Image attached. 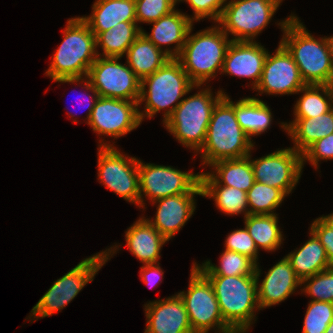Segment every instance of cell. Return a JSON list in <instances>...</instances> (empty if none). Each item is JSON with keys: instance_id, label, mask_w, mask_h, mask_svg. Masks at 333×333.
Segmentation results:
<instances>
[{"instance_id": "277c9868", "label": "cell", "mask_w": 333, "mask_h": 333, "mask_svg": "<svg viewBox=\"0 0 333 333\" xmlns=\"http://www.w3.org/2000/svg\"><path fill=\"white\" fill-rule=\"evenodd\" d=\"M195 87L197 89L201 85H195L189 79L177 58H170L161 68L141 80V94L138 103L140 105L145 101V110L139 111L141 121L146 117L152 118L161 110L165 111L163 122L166 121L182 102L181 98Z\"/></svg>"}, {"instance_id": "d6986e66", "label": "cell", "mask_w": 333, "mask_h": 333, "mask_svg": "<svg viewBox=\"0 0 333 333\" xmlns=\"http://www.w3.org/2000/svg\"><path fill=\"white\" fill-rule=\"evenodd\" d=\"M194 195L202 196V193L178 194L154 201L153 205L158 204L155 218L146 220L169 241L193 215L196 208Z\"/></svg>"}, {"instance_id": "7402d4cb", "label": "cell", "mask_w": 333, "mask_h": 333, "mask_svg": "<svg viewBox=\"0 0 333 333\" xmlns=\"http://www.w3.org/2000/svg\"><path fill=\"white\" fill-rule=\"evenodd\" d=\"M210 166L215 171L200 173V185H223L247 192L255 182L250 154L239 159L220 160Z\"/></svg>"}, {"instance_id": "f35d334b", "label": "cell", "mask_w": 333, "mask_h": 333, "mask_svg": "<svg viewBox=\"0 0 333 333\" xmlns=\"http://www.w3.org/2000/svg\"><path fill=\"white\" fill-rule=\"evenodd\" d=\"M187 2L193 10L191 20L200 21L208 18L215 23L219 21L227 0H181Z\"/></svg>"}, {"instance_id": "7c38bea8", "label": "cell", "mask_w": 333, "mask_h": 333, "mask_svg": "<svg viewBox=\"0 0 333 333\" xmlns=\"http://www.w3.org/2000/svg\"><path fill=\"white\" fill-rule=\"evenodd\" d=\"M139 207L144 208L143 195L152 202L168 196L202 193L200 173L184 172L170 166L138 162Z\"/></svg>"}, {"instance_id": "d4e9b609", "label": "cell", "mask_w": 333, "mask_h": 333, "mask_svg": "<svg viewBox=\"0 0 333 333\" xmlns=\"http://www.w3.org/2000/svg\"><path fill=\"white\" fill-rule=\"evenodd\" d=\"M281 127L291 136L294 148L303 154L313 143L333 133V108L314 118H295Z\"/></svg>"}, {"instance_id": "4fadbf2b", "label": "cell", "mask_w": 333, "mask_h": 333, "mask_svg": "<svg viewBox=\"0 0 333 333\" xmlns=\"http://www.w3.org/2000/svg\"><path fill=\"white\" fill-rule=\"evenodd\" d=\"M121 58L98 56L87 77L100 97L139 102L141 80Z\"/></svg>"}, {"instance_id": "ba28073f", "label": "cell", "mask_w": 333, "mask_h": 333, "mask_svg": "<svg viewBox=\"0 0 333 333\" xmlns=\"http://www.w3.org/2000/svg\"><path fill=\"white\" fill-rule=\"evenodd\" d=\"M117 247L115 245L108 248V250L106 249L85 258L77 266L57 279L32 308L28 318H32L33 322L35 319L52 316L55 312L66 307L88 282L90 283L94 280L95 275L98 274L97 272L117 252V249H119Z\"/></svg>"}, {"instance_id": "ab89813d", "label": "cell", "mask_w": 333, "mask_h": 333, "mask_svg": "<svg viewBox=\"0 0 333 333\" xmlns=\"http://www.w3.org/2000/svg\"><path fill=\"white\" fill-rule=\"evenodd\" d=\"M333 159V133L328 136L317 140L313 143L303 154V167L304 162L307 160L316 169H318V162L320 160H332Z\"/></svg>"}, {"instance_id": "e575fe53", "label": "cell", "mask_w": 333, "mask_h": 333, "mask_svg": "<svg viewBox=\"0 0 333 333\" xmlns=\"http://www.w3.org/2000/svg\"><path fill=\"white\" fill-rule=\"evenodd\" d=\"M333 319V303L311 300L303 322L302 333H325Z\"/></svg>"}, {"instance_id": "5bb4252c", "label": "cell", "mask_w": 333, "mask_h": 333, "mask_svg": "<svg viewBox=\"0 0 333 333\" xmlns=\"http://www.w3.org/2000/svg\"><path fill=\"white\" fill-rule=\"evenodd\" d=\"M251 165L255 181L282 190L290 194L301 177L302 154L289 147L277 150L259 159L252 160Z\"/></svg>"}, {"instance_id": "ffe728a7", "label": "cell", "mask_w": 333, "mask_h": 333, "mask_svg": "<svg viewBox=\"0 0 333 333\" xmlns=\"http://www.w3.org/2000/svg\"><path fill=\"white\" fill-rule=\"evenodd\" d=\"M302 286L289 259L285 256L266 273L261 285L257 283V299L260 310L279 304Z\"/></svg>"}, {"instance_id": "9a60e30c", "label": "cell", "mask_w": 333, "mask_h": 333, "mask_svg": "<svg viewBox=\"0 0 333 333\" xmlns=\"http://www.w3.org/2000/svg\"><path fill=\"white\" fill-rule=\"evenodd\" d=\"M139 103L100 97L95 102L88 125L101 136L120 138L141 124Z\"/></svg>"}, {"instance_id": "5b68a950", "label": "cell", "mask_w": 333, "mask_h": 333, "mask_svg": "<svg viewBox=\"0 0 333 333\" xmlns=\"http://www.w3.org/2000/svg\"><path fill=\"white\" fill-rule=\"evenodd\" d=\"M63 30L64 39L54 52L45 74L53 81L86 77L99 54L96 36L81 17L69 18Z\"/></svg>"}, {"instance_id": "e0dca14e", "label": "cell", "mask_w": 333, "mask_h": 333, "mask_svg": "<svg viewBox=\"0 0 333 333\" xmlns=\"http://www.w3.org/2000/svg\"><path fill=\"white\" fill-rule=\"evenodd\" d=\"M144 333H194L185 304L179 294L144 305Z\"/></svg>"}, {"instance_id": "b9f144b4", "label": "cell", "mask_w": 333, "mask_h": 333, "mask_svg": "<svg viewBox=\"0 0 333 333\" xmlns=\"http://www.w3.org/2000/svg\"><path fill=\"white\" fill-rule=\"evenodd\" d=\"M54 82L72 83V84L73 83H77V82H79L80 84L84 83V87L83 88H86L85 91L89 90V91H91V93H93V97H92V95H90L91 97L88 96L89 100L87 101V105H88L89 108L86 107L88 109V114H87V117H86L87 124H88V120L90 118V115H91V112H92L93 107L95 105V102L99 98V95L96 92V90L93 88V86L91 85V82H90L89 78L87 76L86 77H80V78H61V79L54 80ZM82 95L83 94H79V96H81V97H82ZM84 96H86V95H84ZM86 98H87V96H86ZM68 115H70L69 117L73 118L75 114H71V112H70V114L68 113Z\"/></svg>"}, {"instance_id": "83f0119b", "label": "cell", "mask_w": 333, "mask_h": 333, "mask_svg": "<svg viewBox=\"0 0 333 333\" xmlns=\"http://www.w3.org/2000/svg\"><path fill=\"white\" fill-rule=\"evenodd\" d=\"M142 28L137 22H119L108 31L93 33L96 36V48L102 49V57L122 58L128 48L141 35Z\"/></svg>"}, {"instance_id": "d590c367", "label": "cell", "mask_w": 333, "mask_h": 333, "mask_svg": "<svg viewBox=\"0 0 333 333\" xmlns=\"http://www.w3.org/2000/svg\"><path fill=\"white\" fill-rule=\"evenodd\" d=\"M302 284L301 292L311 296L312 300L333 303V267L305 278Z\"/></svg>"}, {"instance_id": "cb8c5ba5", "label": "cell", "mask_w": 333, "mask_h": 333, "mask_svg": "<svg viewBox=\"0 0 333 333\" xmlns=\"http://www.w3.org/2000/svg\"><path fill=\"white\" fill-rule=\"evenodd\" d=\"M81 18L93 33L108 31L119 22H137L135 0H96L92 14Z\"/></svg>"}, {"instance_id": "1f68e13d", "label": "cell", "mask_w": 333, "mask_h": 333, "mask_svg": "<svg viewBox=\"0 0 333 333\" xmlns=\"http://www.w3.org/2000/svg\"><path fill=\"white\" fill-rule=\"evenodd\" d=\"M205 276H244L255 275L256 263L238 252L224 250L219 266L207 260L202 265L193 263ZM201 265V266H200Z\"/></svg>"}, {"instance_id": "3957f363", "label": "cell", "mask_w": 333, "mask_h": 333, "mask_svg": "<svg viewBox=\"0 0 333 333\" xmlns=\"http://www.w3.org/2000/svg\"><path fill=\"white\" fill-rule=\"evenodd\" d=\"M261 269L256 265L255 275L206 276L219 303L224 322L234 332L246 333L260 310L257 299V283Z\"/></svg>"}, {"instance_id": "484cf974", "label": "cell", "mask_w": 333, "mask_h": 333, "mask_svg": "<svg viewBox=\"0 0 333 333\" xmlns=\"http://www.w3.org/2000/svg\"><path fill=\"white\" fill-rule=\"evenodd\" d=\"M286 257L301 281L331 267L325 248L311 230L310 239Z\"/></svg>"}, {"instance_id": "ee69618b", "label": "cell", "mask_w": 333, "mask_h": 333, "mask_svg": "<svg viewBox=\"0 0 333 333\" xmlns=\"http://www.w3.org/2000/svg\"><path fill=\"white\" fill-rule=\"evenodd\" d=\"M325 39H326L328 49H329V53L331 55V59H332V62H333V36H330V37L326 36Z\"/></svg>"}, {"instance_id": "8d00e7d4", "label": "cell", "mask_w": 333, "mask_h": 333, "mask_svg": "<svg viewBox=\"0 0 333 333\" xmlns=\"http://www.w3.org/2000/svg\"><path fill=\"white\" fill-rule=\"evenodd\" d=\"M176 0H135L136 21L151 23L175 9Z\"/></svg>"}, {"instance_id": "8fae6325", "label": "cell", "mask_w": 333, "mask_h": 333, "mask_svg": "<svg viewBox=\"0 0 333 333\" xmlns=\"http://www.w3.org/2000/svg\"><path fill=\"white\" fill-rule=\"evenodd\" d=\"M101 141L97 159L99 182L121 198L139 206V159L127 157L114 145Z\"/></svg>"}, {"instance_id": "30bf717a", "label": "cell", "mask_w": 333, "mask_h": 333, "mask_svg": "<svg viewBox=\"0 0 333 333\" xmlns=\"http://www.w3.org/2000/svg\"><path fill=\"white\" fill-rule=\"evenodd\" d=\"M282 0H231L226 3L217 22L234 37L233 41H255L268 26Z\"/></svg>"}, {"instance_id": "603a6c76", "label": "cell", "mask_w": 333, "mask_h": 333, "mask_svg": "<svg viewBox=\"0 0 333 333\" xmlns=\"http://www.w3.org/2000/svg\"><path fill=\"white\" fill-rule=\"evenodd\" d=\"M125 241L129 251L143 264L159 263L160 250L167 242L144 216L128 228Z\"/></svg>"}, {"instance_id": "4316f807", "label": "cell", "mask_w": 333, "mask_h": 333, "mask_svg": "<svg viewBox=\"0 0 333 333\" xmlns=\"http://www.w3.org/2000/svg\"><path fill=\"white\" fill-rule=\"evenodd\" d=\"M127 65L142 80L161 68L170 57L142 33L126 52Z\"/></svg>"}, {"instance_id": "2e32d148", "label": "cell", "mask_w": 333, "mask_h": 333, "mask_svg": "<svg viewBox=\"0 0 333 333\" xmlns=\"http://www.w3.org/2000/svg\"><path fill=\"white\" fill-rule=\"evenodd\" d=\"M305 85L291 54L279 42L275 54L268 53L265 58L261 79L255 90L260 95H289L297 94Z\"/></svg>"}, {"instance_id": "f1b7e54d", "label": "cell", "mask_w": 333, "mask_h": 333, "mask_svg": "<svg viewBox=\"0 0 333 333\" xmlns=\"http://www.w3.org/2000/svg\"><path fill=\"white\" fill-rule=\"evenodd\" d=\"M235 116L243 131L251 138L271 126V109L256 97H246L235 103Z\"/></svg>"}, {"instance_id": "9c48e42d", "label": "cell", "mask_w": 333, "mask_h": 333, "mask_svg": "<svg viewBox=\"0 0 333 333\" xmlns=\"http://www.w3.org/2000/svg\"><path fill=\"white\" fill-rule=\"evenodd\" d=\"M178 294L185 304L194 333H208L213 328L218 333L234 332L224 322L213 285L194 264L188 290Z\"/></svg>"}, {"instance_id": "4dcf8cb0", "label": "cell", "mask_w": 333, "mask_h": 333, "mask_svg": "<svg viewBox=\"0 0 333 333\" xmlns=\"http://www.w3.org/2000/svg\"><path fill=\"white\" fill-rule=\"evenodd\" d=\"M300 92L303 95L294 105L295 118H314L333 108V85L306 84Z\"/></svg>"}, {"instance_id": "8992f818", "label": "cell", "mask_w": 333, "mask_h": 333, "mask_svg": "<svg viewBox=\"0 0 333 333\" xmlns=\"http://www.w3.org/2000/svg\"><path fill=\"white\" fill-rule=\"evenodd\" d=\"M191 26L186 42L177 59L183 70L195 85H203L210 78L221 72L223 62L232 39L219 25L204 29L190 35Z\"/></svg>"}, {"instance_id": "6da1fadb", "label": "cell", "mask_w": 333, "mask_h": 333, "mask_svg": "<svg viewBox=\"0 0 333 333\" xmlns=\"http://www.w3.org/2000/svg\"><path fill=\"white\" fill-rule=\"evenodd\" d=\"M291 14L278 23L283 30L280 43L291 54L305 84L333 85V62L325 37L315 39Z\"/></svg>"}, {"instance_id": "f546056e", "label": "cell", "mask_w": 333, "mask_h": 333, "mask_svg": "<svg viewBox=\"0 0 333 333\" xmlns=\"http://www.w3.org/2000/svg\"><path fill=\"white\" fill-rule=\"evenodd\" d=\"M278 215H251L244 217V224L248 233L253 238L257 249L272 252L279 249L283 234L278 227Z\"/></svg>"}, {"instance_id": "44dd1931", "label": "cell", "mask_w": 333, "mask_h": 333, "mask_svg": "<svg viewBox=\"0 0 333 333\" xmlns=\"http://www.w3.org/2000/svg\"><path fill=\"white\" fill-rule=\"evenodd\" d=\"M193 23L189 15L182 14L180 11L174 9L157 21L149 23V25L153 24L150 35L144 32L143 29L142 34L161 50H163L161 46H170L175 43L174 49L166 47L167 49L165 48L164 52L170 58H177L183 49Z\"/></svg>"}, {"instance_id": "60d3db41", "label": "cell", "mask_w": 333, "mask_h": 333, "mask_svg": "<svg viewBox=\"0 0 333 333\" xmlns=\"http://www.w3.org/2000/svg\"><path fill=\"white\" fill-rule=\"evenodd\" d=\"M310 230L325 248L330 266L333 267V229L319 217L312 222Z\"/></svg>"}, {"instance_id": "bcb514c9", "label": "cell", "mask_w": 333, "mask_h": 333, "mask_svg": "<svg viewBox=\"0 0 333 333\" xmlns=\"http://www.w3.org/2000/svg\"><path fill=\"white\" fill-rule=\"evenodd\" d=\"M325 333H333V319H332V321L329 323L327 329L325 330Z\"/></svg>"}, {"instance_id": "f6af8a7d", "label": "cell", "mask_w": 333, "mask_h": 333, "mask_svg": "<svg viewBox=\"0 0 333 333\" xmlns=\"http://www.w3.org/2000/svg\"><path fill=\"white\" fill-rule=\"evenodd\" d=\"M320 218L333 229V213L322 217L320 216Z\"/></svg>"}, {"instance_id": "d6a6232c", "label": "cell", "mask_w": 333, "mask_h": 333, "mask_svg": "<svg viewBox=\"0 0 333 333\" xmlns=\"http://www.w3.org/2000/svg\"><path fill=\"white\" fill-rule=\"evenodd\" d=\"M202 196L213 198L216 207L225 214H249L247 192L223 185H201Z\"/></svg>"}, {"instance_id": "836d02e7", "label": "cell", "mask_w": 333, "mask_h": 333, "mask_svg": "<svg viewBox=\"0 0 333 333\" xmlns=\"http://www.w3.org/2000/svg\"><path fill=\"white\" fill-rule=\"evenodd\" d=\"M288 196L282 190L257 181L247 191L248 210L251 215H271Z\"/></svg>"}, {"instance_id": "7a4b0ae2", "label": "cell", "mask_w": 333, "mask_h": 333, "mask_svg": "<svg viewBox=\"0 0 333 333\" xmlns=\"http://www.w3.org/2000/svg\"><path fill=\"white\" fill-rule=\"evenodd\" d=\"M240 127L235 103L225 94L214 106L201 153L202 165L210 166L225 159H239L251 154L254 143Z\"/></svg>"}, {"instance_id": "74e56055", "label": "cell", "mask_w": 333, "mask_h": 333, "mask_svg": "<svg viewBox=\"0 0 333 333\" xmlns=\"http://www.w3.org/2000/svg\"><path fill=\"white\" fill-rule=\"evenodd\" d=\"M225 250L238 252L252 259L256 264L258 261V249L253 238L248 233L246 227L244 229L234 230L226 237Z\"/></svg>"}, {"instance_id": "52a82bcc", "label": "cell", "mask_w": 333, "mask_h": 333, "mask_svg": "<svg viewBox=\"0 0 333 333\" xmlns=\"http://www.w3.org/2000/svg\"><path fill=\"white\" fill-rule=\"evenodd\" d=\"M211 89L197 91L183 98L172 114L163 122L164 127L187 148L199 152L205 143L212 111L225 95L222 90L212 96Z\"/></svg>"}, {"instance_id": "ac0fdd59", "label": "cell", "mask_w": 333, "mask_h": 333, "mask_svg": "<svg viewBox=\"0 0 333 333\" xmlns=\"http://www.w3.org/2000/svg\"><path fill=\"white\" fill-rule=\"evenodd\" d=\"M266 48L256 41H233L228 46L223 62L222 73L253 79L252 89L258 85L265 58Z\"/></svg>"}, {"instance_id": "7bdbcfd3", "label": "cell", "mask_w": 333, "mask_h": 333, "mask_svg": "<svg viewBox=\"0 0 333 333\" xmlns=\"http://www.w3.org/2000/svg\"><path fill=\"white\" fill-rule=\"evenodd\" d=\"M160 263L156 264H144L141 266L140 277L143 283L147 286H156L158 281L161 282L163 277V270L160 268ZM151 288V287H150Z\"/></svg>"}]
</instances>
